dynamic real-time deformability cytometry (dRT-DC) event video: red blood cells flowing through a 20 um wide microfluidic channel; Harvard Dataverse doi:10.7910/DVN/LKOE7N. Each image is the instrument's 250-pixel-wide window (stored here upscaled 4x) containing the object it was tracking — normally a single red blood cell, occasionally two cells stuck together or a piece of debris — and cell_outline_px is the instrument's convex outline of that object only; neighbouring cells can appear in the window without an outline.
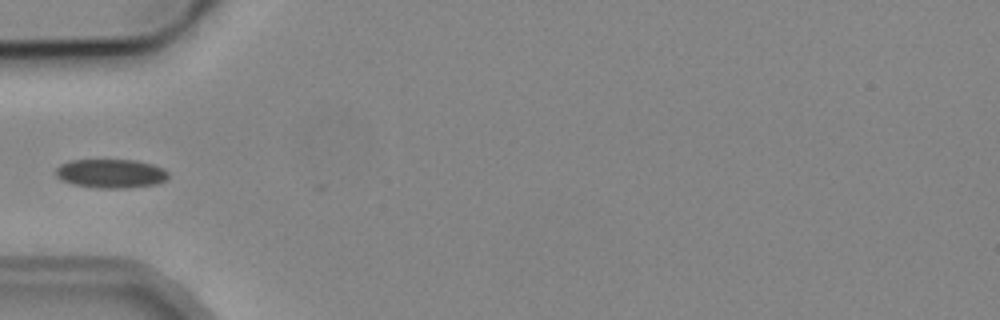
{"species": "common noctule bat (a hibernating species)", "species_latin": "Nyctalus noctula", "temperature_condition": "cold", "stored_images_in_passage": 6, "camera_frame_rate_fps": 3000, "um_per_image_px": 0.085, "animal": {"sex": "male", "body_mass_g": 19.2, "forearm_length_mm": 51.8}, "frame": {"image": 1, "passage_image": 5, "time_ms": 5.0, "image_size_px": [1000, 320], "cell_outline_px": [[168, 176], [164, 180], [156, 184], [124, 188], [96, 188], [72, 184], [60, 180], [56, 176], [56, 168], [60, 164], [68, 160], [136, 160], [152, 164], [164, 168], [168, 172]], "centroid_in_image_um": [9.39, 14.74], "position_along_channel_um": 75.6, "area_um2": 19.07}}